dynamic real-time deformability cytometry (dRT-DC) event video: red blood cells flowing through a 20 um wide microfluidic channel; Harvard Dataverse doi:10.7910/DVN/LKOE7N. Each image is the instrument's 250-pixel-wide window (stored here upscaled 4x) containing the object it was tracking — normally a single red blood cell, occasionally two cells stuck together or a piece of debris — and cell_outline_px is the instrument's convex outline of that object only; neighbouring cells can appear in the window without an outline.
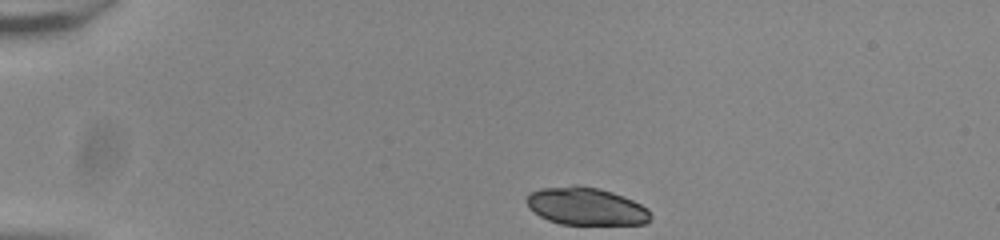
{"species": "common noctule bat (a hibernating species)", "species_latin": "Nyctalus noctula", "temperature_condition": "room temperature", "stored_images_in_passage": 43, "camera_frame_rate_fps": 3000, "um_per_image_px": 0.085, "animal": {"sex": "male", "body_mass_g": 20.0, "forearm_length_mm": 53.3}, "frame": {"image": 1, "passage_image": 1, "time_ms": 0.0, "image_size_px": [1000, 240], "cell_outline_px": [[652, 220], [644, 224], [560, 224], [548, 220], [540, 216], [528, 208], [524, 200], [528, 192], [540, 188], [572, 184], [576, 184], [600, 188], [624, 196], [648, 208], [652, 216]], "centroid_in_image_um": [49.77, 17.52], "position_along_channel_um": 35.2, "area_um2": 27.74}}